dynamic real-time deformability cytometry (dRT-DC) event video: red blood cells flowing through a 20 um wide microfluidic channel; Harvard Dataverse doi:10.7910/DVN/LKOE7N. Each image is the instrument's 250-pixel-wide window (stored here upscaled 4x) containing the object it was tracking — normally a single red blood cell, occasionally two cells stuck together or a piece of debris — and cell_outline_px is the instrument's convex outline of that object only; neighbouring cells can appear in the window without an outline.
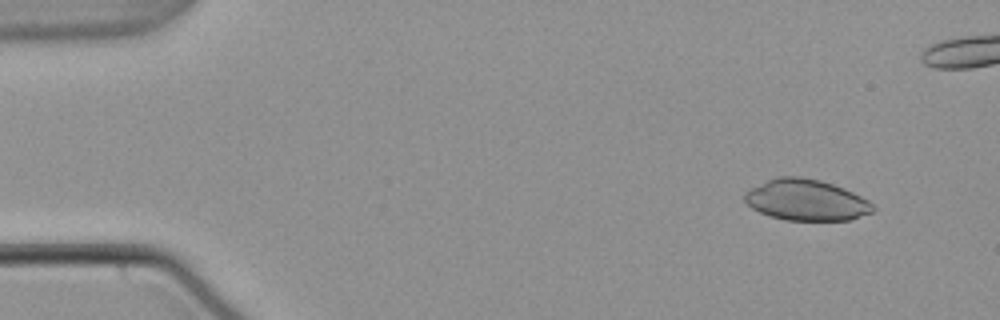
{"species": "common noctule bat (a hibernating species)", "species_latin": "Nyctalus noctula", "temperature_condition": "warm", "stored_images_in_passage": 48, "camera_frame_rate_fps": 3000, "um_per_image_px": 0.085, "animal": {"sex": "male", "body_mass_g": 21.5, "forearm_length_mm": 52.0}, "frame": {"image": 1, "passage_image": 5, "time_ms": 1.333, "image_size_px": [1000, 320], "cell_outline_px": [[876, 208], [872, 212], [852, 220], [784, 220], [768, 216], [752, 208], [744, 200], [744, 192], [768, 180], [780, 176], [800, 176], [820, 180], [844, 188], [868, 200]], "centroid_in_image_um": [68.53, 17.01], "position_along_channel_um": 16.5, "area_um2": 30.69}}
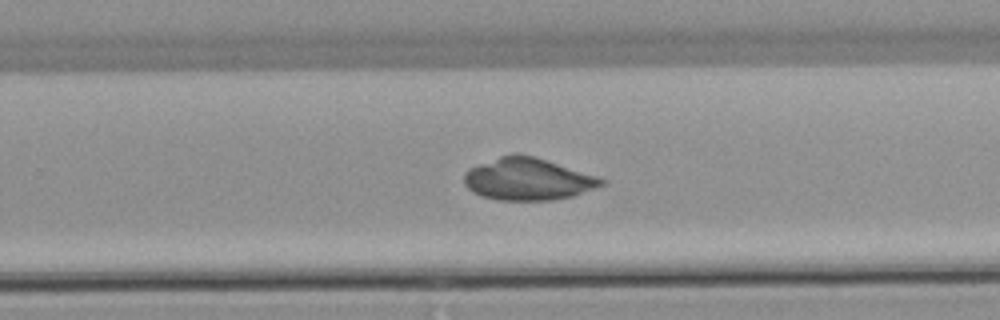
{"frame": {"image": 2, "passage_image": 35, "time_ms": 11.333, "image_size_px": [1000, 320], "cell_outline_px": [[604, 184], [572, 196], [552, 200], [496, 200], [480, 196], [472, 192], [464, 184], [464, 176], [472, 168], [480, 164], [500, 156], [512, 152], [516, 152], [536, 156], [596, 176], [604, 180]], "centroid_in_image_um": [44.84, 15.22], "position_along_channel_um": 285.0, "area_um2": 33.52}}
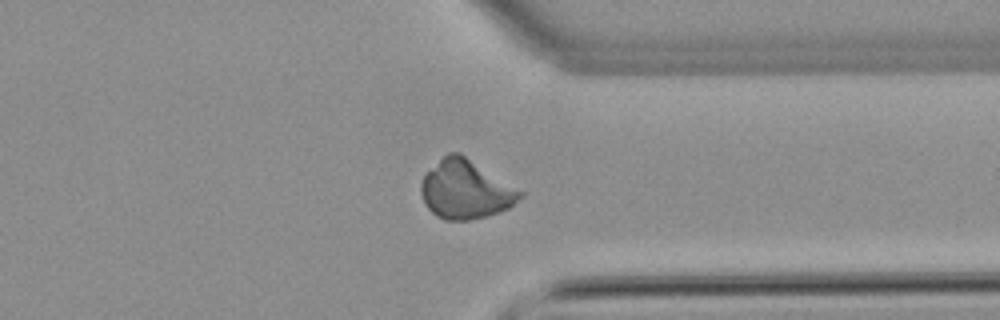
{"frame": {"image": 3, "passage_image": 42, "time_ms": 13.667, "image_size_px": [1000, 320], "cell_outline_px": [[524, 196], [508, 208], [488, 216], [468, 220], [444, 220], [436, 216], [424, 204], [420, 192], [420, 184], [424, 176], [448, 152], [460, 152], [524, 192]], "centroid_in_image_um": [39.58, 16.12], "position_along_channel_um": 371.8, "area_um2": 33.81}}